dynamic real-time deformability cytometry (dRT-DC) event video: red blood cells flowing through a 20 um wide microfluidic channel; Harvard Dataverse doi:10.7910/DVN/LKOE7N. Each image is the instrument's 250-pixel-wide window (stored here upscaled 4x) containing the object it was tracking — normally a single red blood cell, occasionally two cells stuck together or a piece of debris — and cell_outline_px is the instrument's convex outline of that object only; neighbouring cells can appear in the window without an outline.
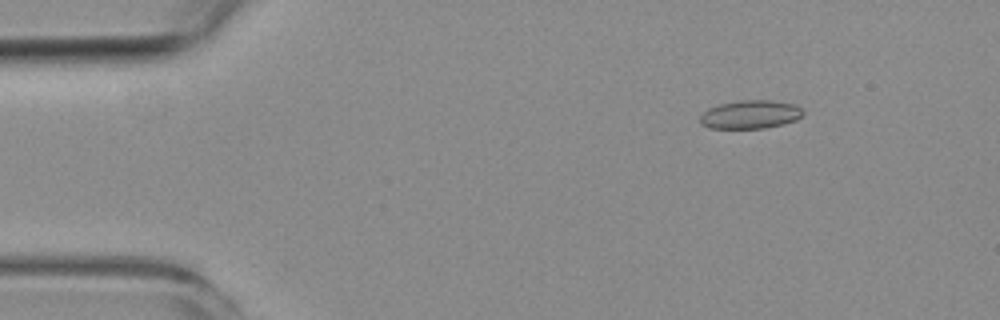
{"species": "common noctule bat (a hibernating species)", "species_latin": "Nyctalus noctula", "temperature_condition": "room temperature", "stored_images_in_passage": 4, "camera_frame_rate_fps": 3000, "um_per_image_px": 0.085, "animal": {"sex": "female", "body_mass_g": 19.3, "forearm_length_mm": 54.1}, "frame": {"image": 1, "passage_image": 1, "time_ms": 0.0, "image_size_px": [1000, 320], "cell_outline_px": [[804, 116], [796, 120], [784, 124], [764, 128], [708, 128], [700, 124], [700, 116], [708, 108], [720, 104], [740, 100], [772, 100], [796, 104], [804, 108]], "centroid_in_image_um": [63.83, 9.72], "position_along_channel_um": 21.2, "area_um2": 17.34}}
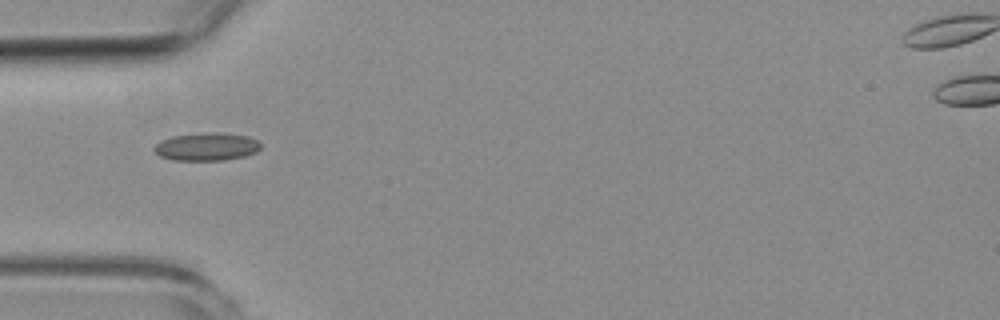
{"frame": {"image": 2, "passage_image": 4, "time_ms": 3.333, "image_size_px": [1000, 320], "cell_outline_px": [[260, 148], [256, 152], [244, 156], [224, 160], [172, 160], [160, 156], [152, 148], [160, 140], [172, 136], [204, 132], [216, 132], [248, 136], [256, 140], [260, 144]], "centroid_in_image_um": [17.53, 12.46], "position_along_channel_um": 67.5, "area_um2": 17.34}}